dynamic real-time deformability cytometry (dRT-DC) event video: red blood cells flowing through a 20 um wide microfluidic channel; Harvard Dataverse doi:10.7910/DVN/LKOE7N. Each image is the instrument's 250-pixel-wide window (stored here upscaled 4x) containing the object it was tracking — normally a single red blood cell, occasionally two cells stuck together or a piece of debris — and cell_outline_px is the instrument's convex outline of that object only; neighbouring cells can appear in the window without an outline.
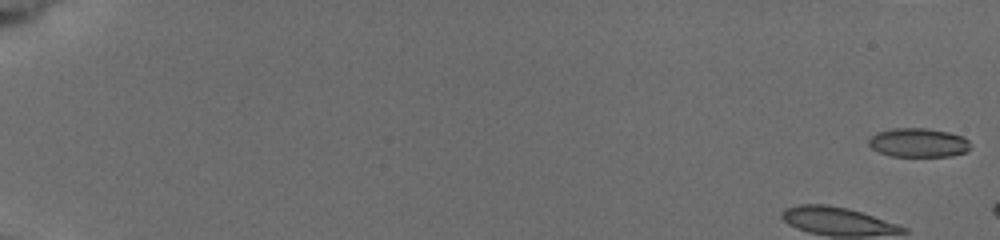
{"species": "common noctule bat (a hibernating species)", "species_latin": "Nyctalus noctula", "temperature_condition": "cold", "stored_images_in_passage": 6, "camera_frame_rate_fps": 3000, "um_per_image_px": 0.085, "animal": {"sex": "female", "body_mass_g": 19.5, "forearm_length_mm": 54.1}, "frame": {"image": 1, "passage_image": 1, "time_ms": 0.0, "image_size_px": [1000, 240], "cell_outline_px": [[972, 148], [968, 152], [952, 156], [892, 156], [880, 152], [872, 148], [868, 144], [868, 140], [876, 132], [892, 128], [928, 128], [948, 132], [964, 136], [972, 144]], "centroid_in_image_um": [78.12, 12.12], "position_along_channel_um": 6.9, "area_um2": 17.46}}